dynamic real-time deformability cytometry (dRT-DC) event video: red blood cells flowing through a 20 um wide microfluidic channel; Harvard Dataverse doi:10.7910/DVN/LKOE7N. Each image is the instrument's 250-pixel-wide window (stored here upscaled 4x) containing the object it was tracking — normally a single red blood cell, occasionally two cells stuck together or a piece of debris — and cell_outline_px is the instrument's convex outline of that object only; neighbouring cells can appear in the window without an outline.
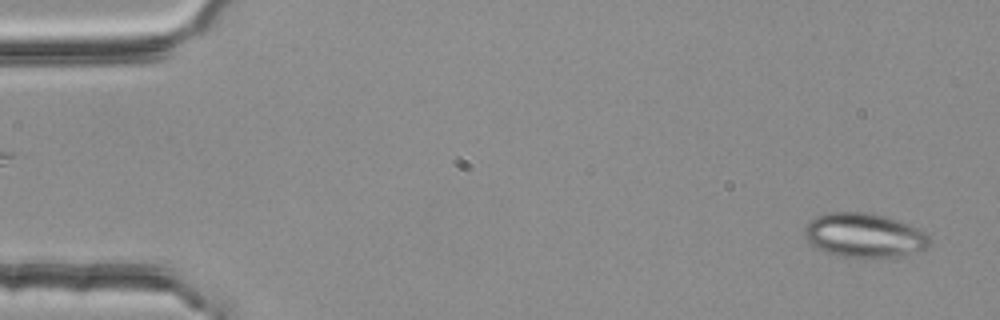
{"species": "common noctule bat (a hibernating species)", "species_latin": "Nyctalus noctula", "temperature_condition": "room temperature", "stored_images_in_passage": 53, "segment_of_instrument_passage": [1, 2], "camera_frame_rate_fps": 3000, "um_per_image_px": 0.085, "animal": {"sex": "female", "body_mass_g": 25.1}, "frame": {"image": 1, "passage_image": 2, "time_ms": 0.333, "image_size_px": [1000, 320], "cell_outline_px": [[932, 240], [924, 248], [900, 256], [884, 260], [864, 260], [836, 256], [824, 252], [812, 244], [808, 240], [804, 228], [816, 216], [828, 212], [872, 212], [908, 224], [924, 232]], "centroid_in_image_um": [73.46, 20.05], "position_along_channel_um": 11.5, "area_um2": 32.77}}